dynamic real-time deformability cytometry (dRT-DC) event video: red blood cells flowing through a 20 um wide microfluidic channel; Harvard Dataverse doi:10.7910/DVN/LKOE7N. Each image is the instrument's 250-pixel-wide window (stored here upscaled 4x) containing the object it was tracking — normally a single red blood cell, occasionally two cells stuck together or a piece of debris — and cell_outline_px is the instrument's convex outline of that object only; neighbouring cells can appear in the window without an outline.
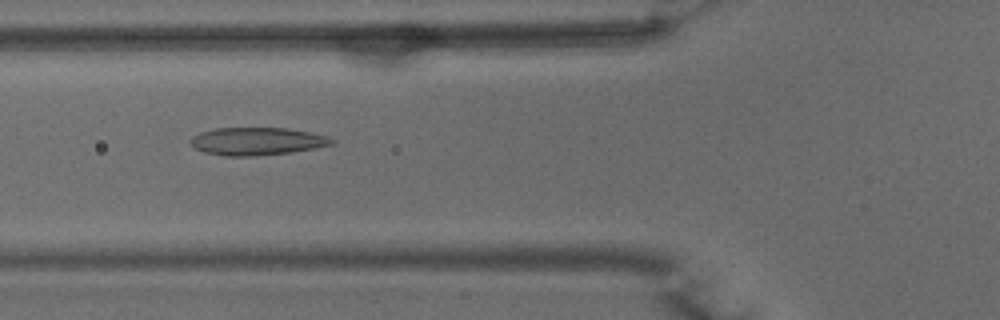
{"species": "common noctule bat (a hibernating species)", "species_latin": "Nyctalus noctula", "temperature_condition": "warm", "stored_images_in_passage": 33, "camera_frame_rate_fps": 3000, "um_per_image_px": 0.085, "animal": {"sex": "male", "body_mass_g": 15.6}, "frame": {"image": 1, "passage_image": 8, "time_ms": 2.333, "image_size_px": [1000, 320], "cell_outline_px": [[336, 140], [332, 144], [316, 148], [292, 152], [256, 156], [224, 156], [204, 152], [188, 144], [188, 140], [192, 136], [200, 132], [216, 128], [288, 128], [312, 132], [328, 136]], "centroid_in_image_um": [21.84, 12.01], "position_along_channel_um": 104.0, "area_um2": 23.12}}
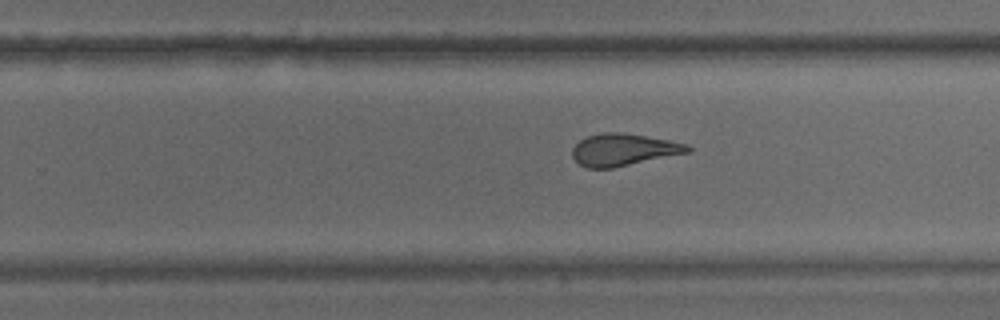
{"frame": {"image": 2, "passage_image": 21, "time_ms": 6.667, "image_size_px": [1000, 320], "cell_outline_px": [[692, 152], [612, 168], [588, 168], [580, 164], [572, 156], [572, 148], [580, 140], [588, 136], [604, 132], [620, 132], [668, 140], [688, 144], [692, 148]], "centroid_in_image_um": [53.02, 12.73], "position_along_channel_um": 276.8, "area_um2": 21.5}}
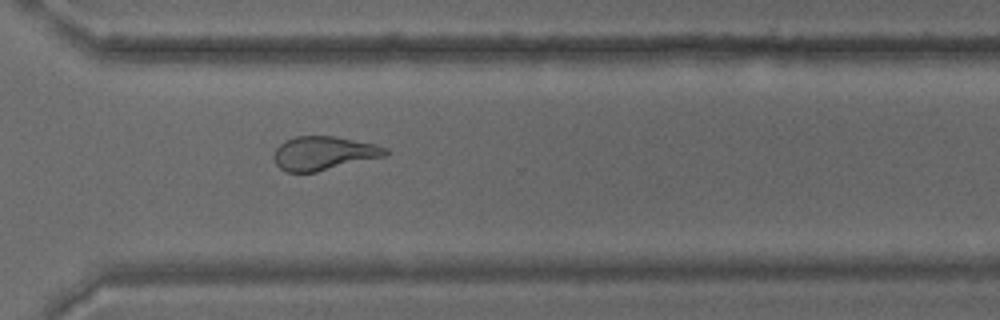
{"frame": {"image": 3, "passage_image": 26, "time_ms": 8.333, "image_size_px": [1000, 320], "cell_outline_px": [[388, 152], [384, 156], [316, 172], [288, 172], [280, 168], [276, 164], [272, 156], [276, 148], [284, 140], [296, 136], [332, 136], [376, 144], [388, 148]], "centroid_in_image_um": [27.48, 13.02], "position_along_channel_um": 343.1, "area_um2": 21.85}, "authors_computed_cell_mechanics": {"area_um2": 22.4264, "velocity_mm_per_s": 3.9843, "shape_relaxation_time_tau1_ms": null, "shape_relaxation_time_tau2_ms": 1.9489, "deformation_change_tau1": null, "deformation_change_tau2": 0.1142}}